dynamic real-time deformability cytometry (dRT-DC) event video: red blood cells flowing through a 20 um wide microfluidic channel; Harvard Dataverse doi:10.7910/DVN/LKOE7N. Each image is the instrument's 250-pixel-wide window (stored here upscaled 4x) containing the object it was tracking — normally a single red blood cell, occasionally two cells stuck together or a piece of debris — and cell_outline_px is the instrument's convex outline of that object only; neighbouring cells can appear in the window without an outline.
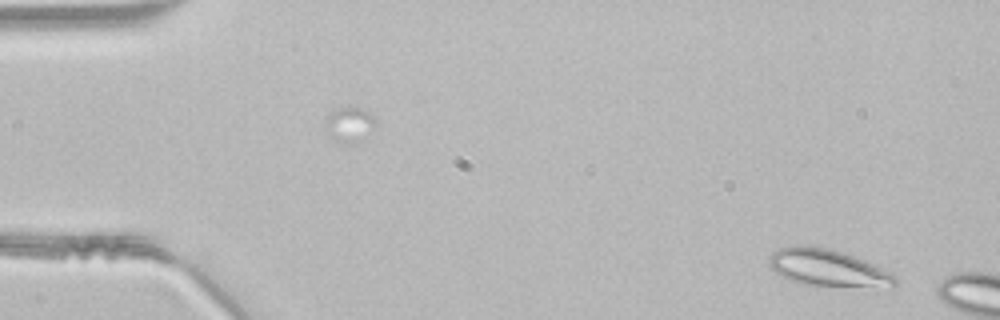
{"species": "common noctule bat (a hibernating species)", "species_latin": "Nyctalus noctula", "temperature_condition": "room temperature", "stored_images_in_passage": 6, "camera_frame_rate_fps": 3000, "um_per_image_px": 0.085, "animal": {"sex": "male", "body_mass_g": 21.5, "forearm_length_mm": 52.0}, "frame": {"image": 1, "passage_image": 2, "time_ms": 0.333, "image_size_px": [1000, 320], "cell_outline_px": [[900, 280], [892, 288], [804, 284], [788, 280], [776, 272], [768, 264], [768, 256], [772, 252], [780, 248], [808, 244], [828, 248], [844, 252], [864, 260], [896, 276]], "centroid_in_image_um": [70.37, 22.77], "position_along_channel_um": 14.6, "area_um2": 27.28}}